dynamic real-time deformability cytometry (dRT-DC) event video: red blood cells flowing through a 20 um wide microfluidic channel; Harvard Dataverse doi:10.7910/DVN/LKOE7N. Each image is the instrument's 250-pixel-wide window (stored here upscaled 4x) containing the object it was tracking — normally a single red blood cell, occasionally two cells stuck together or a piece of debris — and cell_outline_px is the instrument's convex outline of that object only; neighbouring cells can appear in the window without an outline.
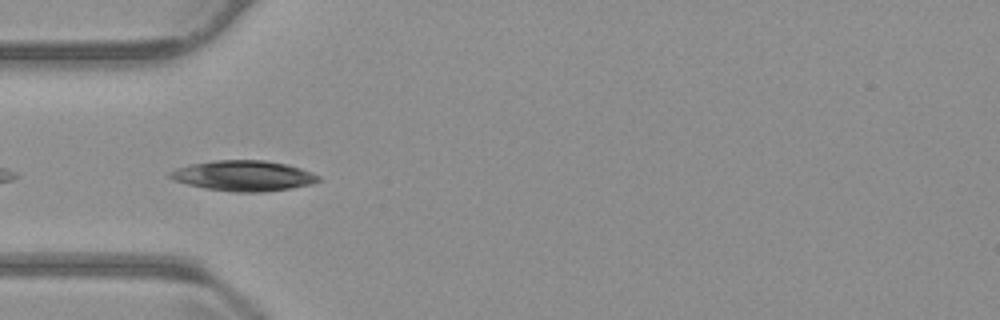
{"species": "common noctule bat (a hibernating species)", "species_latin": "Nyctalus noctula", "temperature_condition": "warm", "stored_images_in_passage": 34, "camera_frame_rate_fps": 3000, "um_per_image_px": 0.085, "animal": {"sex": "male", "body_mass_g": 23.1, "forearm_length_mm": 52.7}, "frame": {"image": 1, "passage_image": 2, "time_ms": 0.333, "image_size_px": [1000, 320], "cell_outline_px": [[320, 180], [312, 184], [264, 192], [232, 192], [204, 188], [188, 184], [176, 180], [168, 176], [168, 172], [176, 168], [192, 164], [212, 160], [264, 160], [288, 164], [300, 168], [320, 176]], "centroid_in_image_um": [20.7, 14.93], "position_along_channel_um": 64.3, "area_um2": 26.24}}
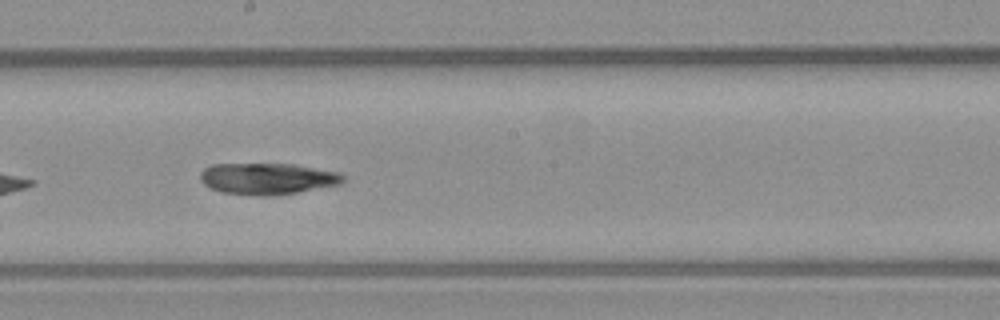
{"frame": {"image": 2, "passage_image": 15, "time_ms": 4.667, "image_size_px": [1000, 320], "cell_outline_px": [[344, 180], [340, 184], [296, 192], [272, 196], [260, 196], [224, 192], [212, 188], [204, 184], [200, 180], [200, 172], [204, 168], [212, 164], [296, 164], [340, 172], [344, 176]], "centroid_in_image_um": [22.74, 15.17], "position_along_channel_um": 225.5, "area_um2": 26.13}}
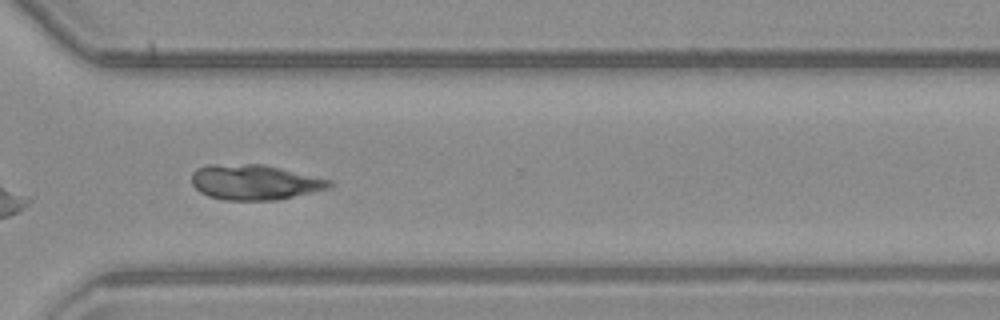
{"frame": {"image": 3, "passage_image": 25, "time_ms": 8.0, "image_size_px": [1000, 320], "cell_outline_px": [[336, 184], [332, 188], [276, 200], [224, 200], [208, 196], [200, 192], [192, 184], [192, 172], [196, 168], [208, 164], [264, 164], [332, 180]], "centroid_in_image_um": [21.67, 15.48], "position_along_channel_um": 348.9, "area_um2": 28.55}}